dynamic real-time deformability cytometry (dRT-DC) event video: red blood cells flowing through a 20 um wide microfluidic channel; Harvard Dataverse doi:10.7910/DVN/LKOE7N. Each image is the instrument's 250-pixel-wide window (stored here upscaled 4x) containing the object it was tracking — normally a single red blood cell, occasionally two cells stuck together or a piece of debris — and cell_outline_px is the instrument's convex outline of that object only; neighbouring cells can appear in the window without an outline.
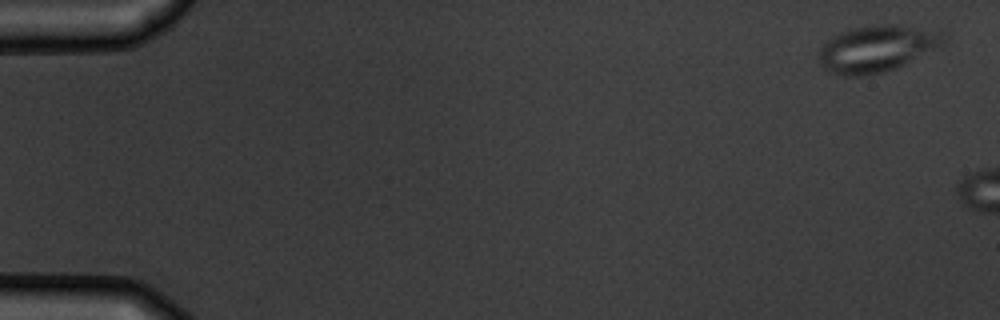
{"species": "common noctule bat (a hibernating species)", "species_latin": "Nyctalus noctula", "temperature_condition": "warm", "stored_images_in_passage": 2, "camera_frame_rate_fps": 3000, "um_per_image_px": 0.085, "animal": {"sex": "male", "body_mass_g": 19.5, "forearm_length_mm": 54.6}, "frame": {"image": 1, "passage_image": 1, "time_ms": 0.0, "image_size_px": [1000, 320], "cell_outline_px": [[948, 40], [944, 44], [896, 68], [884, 72], [860, 76], [844, 76], [828, 72], [820, 64], [820, 48], [832, 36], [840, 32], [852, 28], [876, 24], [896, 24], [940, 32]], "centroid_in_image_um": [74.5, 4.13], "position_along_channel_um": 10.5, "area_um2": 33.64}}